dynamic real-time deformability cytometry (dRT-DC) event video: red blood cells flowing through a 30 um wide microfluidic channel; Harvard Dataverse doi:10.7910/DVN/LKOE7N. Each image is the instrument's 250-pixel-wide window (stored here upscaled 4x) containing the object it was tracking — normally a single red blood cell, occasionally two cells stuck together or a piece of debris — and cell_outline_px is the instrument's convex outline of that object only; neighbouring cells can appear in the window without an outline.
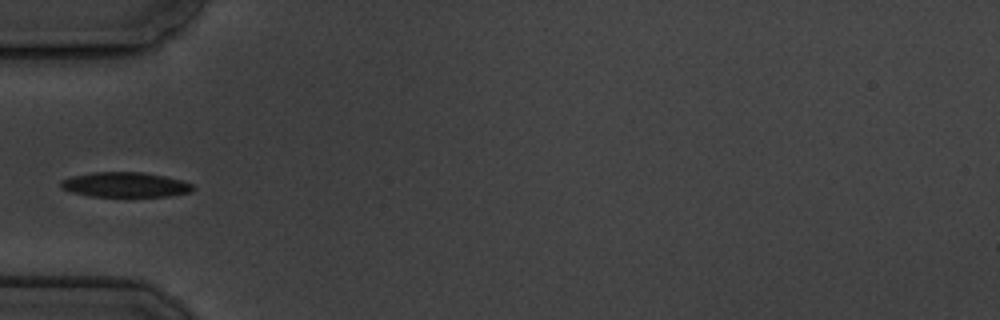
{"species": "common noctule bat (a hibernating species)", "species_latin": "Nyctalus noctula", "temperature_condition": "cold", "stored_images_in_passage": 10, "camera_frame_rate_fps": 3000, "um_per_image_px": 0.085, "animal": {"sex": "male", "body_mass_g": 19.5, "forearm_length_mm": 54.6}, "frame": {"image": 1, "passage_image": 4, "time_ms": 3.667, "image_size_px": [1000, 320], "cell_outline_px": [[196, 188], [192, 192], [168, 196], [92, 196], [72, 192], [60, 188], [60, 180], [72, 176], [92, 172], [144, 172], [164, 176], [180, 180], [192, 184]], "centroid_in_image_um": [10.64, 15.69], "position_along_channel_um": 74.4, "area_um2": 19.19}}
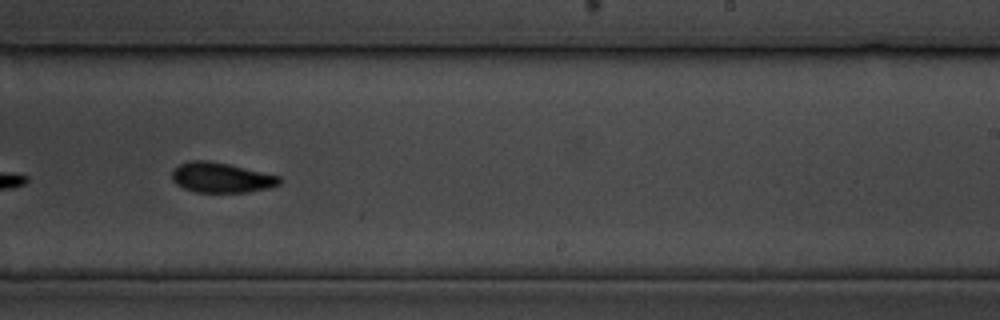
{"frame": {"image": 2, "passage_image": 9, "time_ms": 9.333, "image_size_px": [1000, 320], "cell_outline_px": [[280, 184], [268, 188], [248, 192], [196, 192], [184, 188], [176, 184], [172, 180], [172, 168], [180, 164], [192, 160], [208, 160], [228, 164], [280, 176]], "centroid_in_image_um": [18.77, 15.09], "position_along_channel_um": 270.2, "area_um2": 18.79}}
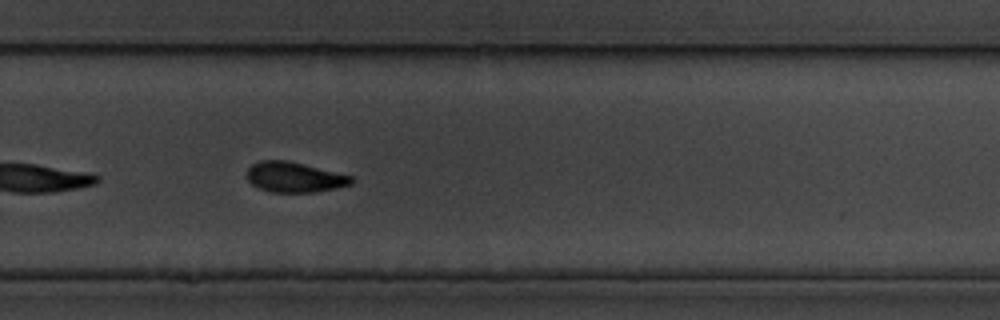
{"frame": {"image": 3, "passage_image": 10, "time_ms": 10.333, "image_size_px": [1000, 320], "cell_outline_px": [[356, 180], [352, 184], [336, 188], [316, 192], [272, 192], [260, 188], [252, 184], [248, 180], [248, 168], [252, 164], [260, 160], [288, 160], [352, 176]], "centroid_in_image_um": [25.05, 15.05], "position_along_channel_um": 304.7, "area_um2": 18.38}}